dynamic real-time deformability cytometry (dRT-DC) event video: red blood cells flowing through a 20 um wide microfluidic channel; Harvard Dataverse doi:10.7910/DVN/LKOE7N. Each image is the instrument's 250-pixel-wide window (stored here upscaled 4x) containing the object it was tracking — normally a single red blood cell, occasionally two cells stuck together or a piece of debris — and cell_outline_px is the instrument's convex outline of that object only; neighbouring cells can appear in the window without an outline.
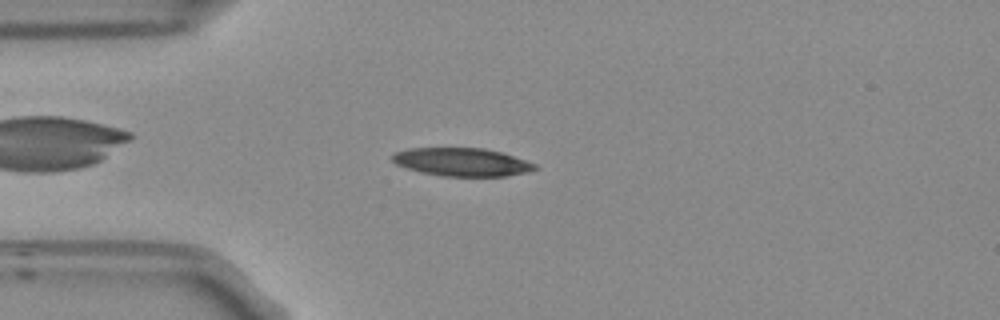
{"species": "Egyptian fruit bat (a non-hibernating species)", "species_latin": "Rousettus aegyptiacus", "temperature_condition": "room temperature", "stored_images_in_passage": 46, "camera_frame_rate_fps": 3000, "um_per_image_px": 0.085, "frame": {"image": 1, "passage_image": 6, "time_ms": 1.667, "image_size_px": [1000, 320], "cell_outline_px": [[540, 168], [528, 172], [504, 176], [444, 176], [420, 172], [396, 164], [392, 160], [392, 156], [396, 152], [408, 148], [484, 148], [500, 152], [536, 164]], "centroid_in_image_um": [39.27, 13.77], "position_along_channel_um": 45.7, "area_um2": 23.24}}
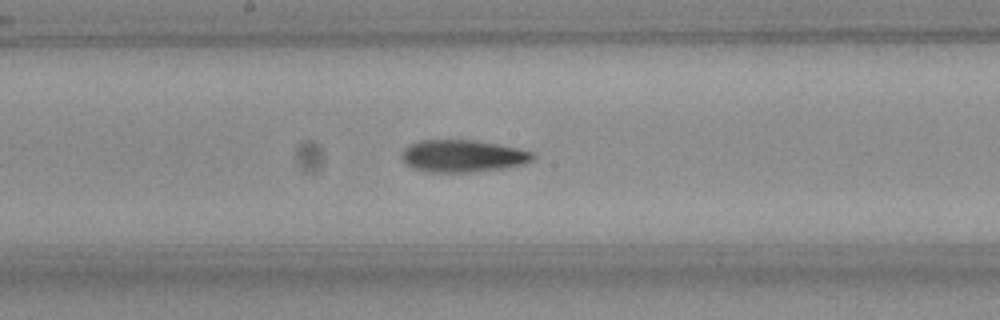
{"frame": {"image": 2, "passage_image": 20, "time_ms": 6.333, "image_size_px": [1000, 320], "cell_outline_px": [[536, 156], [532, 160], [524, 164], [504, 168], [472, 172], [428, 172], [412, 168], [400, 156], [400, 152], [408, 144], [420, 140], [476, 140], [520, 148], [536, 152]], "centroid_in_image_um": [39.35, 13.25], "position_along_channel_um": 208.8, "area_um2": 24.97}}
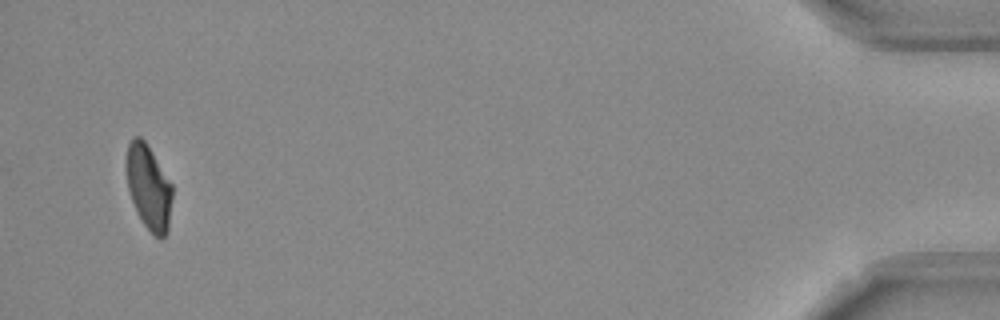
{"frame": {"image": 3, "passage_image": 44, "time_ms": 14.333, "image_size_px": [1000, 320], "cell_outline_px": [[172, 196], [168, 228], [164, 236], [156, 236], [144, 224], [132, 200], [128, 188], [128, 144], [132, 136], [140, 136], [148, 144], [172, 184]], "centroid_in_image_um": [12.66, 15.86], "position_along_channel_um": 422.5, "area_um2": 21.96}, "authors_computed_cell_mechanics": {"area_um2": 23.9581, "velocity_mm_per_s": 3.7632, "shape_relaxation_time_tau1_ms": 10.2219, "shape_relaxation_time_tau2_ms": 6.7514, "deformation_change_tau1": 0.2384, "deformation_change_tau2": 0.1541}}